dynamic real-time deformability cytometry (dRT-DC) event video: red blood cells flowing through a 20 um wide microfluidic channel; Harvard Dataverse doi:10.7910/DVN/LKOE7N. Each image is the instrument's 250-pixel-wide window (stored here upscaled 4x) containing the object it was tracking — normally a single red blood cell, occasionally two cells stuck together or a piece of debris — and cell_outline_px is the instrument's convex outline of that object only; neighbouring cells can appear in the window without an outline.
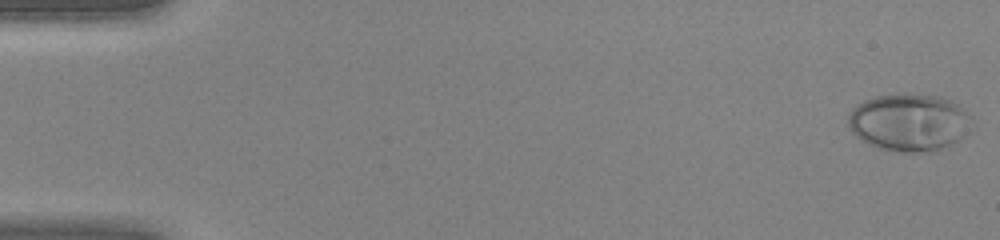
{"species": "human", "species_latin": "Homo sapiens", "temperature_condition": "warm", "stored_images_in_passage": 45, "camera_frame_rate_fps": 3000, "um_per_image_px": 0.085, "donor": {"sex": "female"}, "frame": {"image": 1, "passage_image": 1, "time_ms": 0.0, "image_size_px": [1000, 240], "cell_outline_px": [[976, 128], [972, 132], [960, 140], [936, 152], [896, 152], [880, 148], [856, 136], [848, 128], [848, 116], [852, 108], [856, 104], [864, 100], [876, 96], [904, 92], [936, 96], [948, 100], [968, 108], [972, 116]], "centroid_in_image_um": [77.38, 10.39], "position_along_channel_um": 7.6, "area_um2": 42.66}}
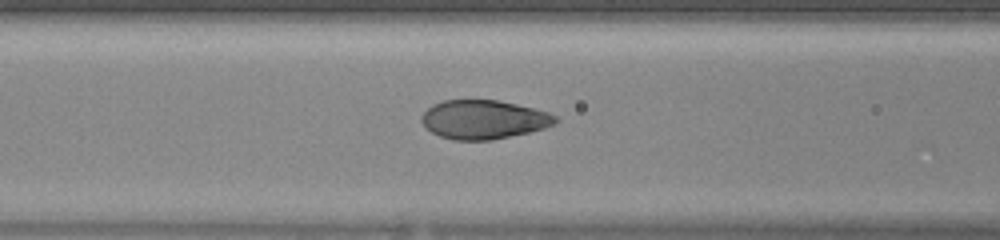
{"frame": {"image": 2, "passage_image": 19, "time_ms": 6.0, "image_size_px": [1000, 240], "cell_outline_px": [[560, 120], [556, 124], [544, 128], [528, 132], [492, 140], [452, 140], [440, 136], [432, 132], [420, 120], [420, 116], [432, 104], [444, 100], [496, 100], [516, 104], [548, 112], [556, 116]], "centroid_in_image_um": [41.11, 10.16], "position_along_channel_um": 125.5, "area_um2": 30.29}}
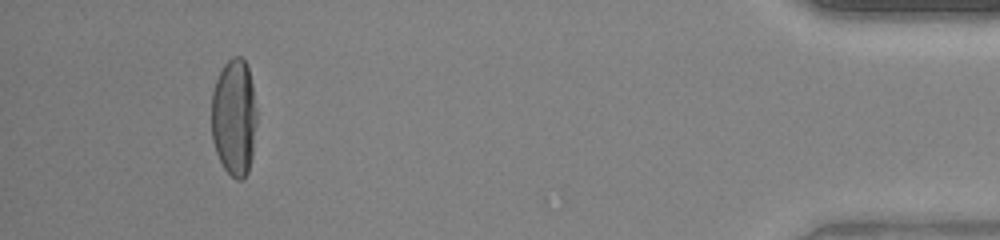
{"frame": {"image": 3, "passage_image": 42, "time_ms": 13.667, "image_size_px": [1000, 240], "cell_outline_px": [[256, 124], [252, 156], [248, 172], [240, 180], [236, 180], [224, 168], [216, 152], [212, 140], [212, 92], [216, 80], [224, 64], [232, 56], [240, 56], [244, 60], [248, 68], [252, 84], [256, 112]], "centroid_in_image_um": [19.89, 9.97], "position_along_channel_um": 415.3, "area_um2": 30.81}}